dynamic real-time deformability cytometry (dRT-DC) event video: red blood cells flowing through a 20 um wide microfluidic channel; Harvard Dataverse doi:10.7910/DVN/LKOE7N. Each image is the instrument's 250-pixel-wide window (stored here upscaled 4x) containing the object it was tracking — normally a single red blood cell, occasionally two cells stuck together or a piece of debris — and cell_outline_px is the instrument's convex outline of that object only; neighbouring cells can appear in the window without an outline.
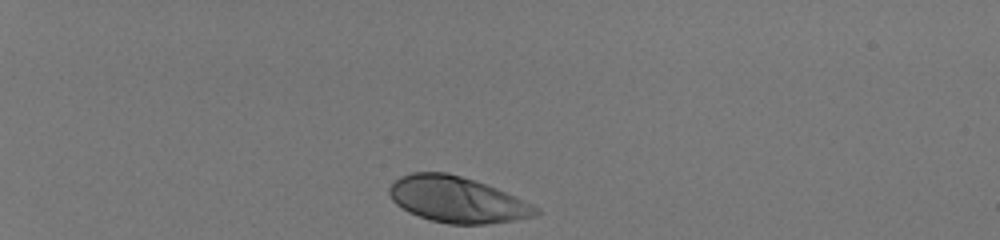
{"species": "human", "species_latin": "Homo sapiens", "temperature_condition": "room temperature", "stored_images_in_passage": 35, "camera_frame_rate_fps": 3000, "um_per_image_px": 0.085, "donor": {"sex": "male"}, "frame": {"image": 1, "passage_image": 1, "time_ms": 0.0, "image_size_px": [1000, 240], "cell_outline_px": [[540, 212], [532, 216], [516, 220], [484, 224], [448, 224], [432, 220], [408, 212], [396, 204], [392, 200], [388, 192], [388, 188], [400, 176], [412, 172], [448, 172], [496, 188], [516, 196], [540, 208]], "centroid_in_image_um": [38.84, 16.97], "position_along_channel_um": 46.2, "area_um2": 39.02}}
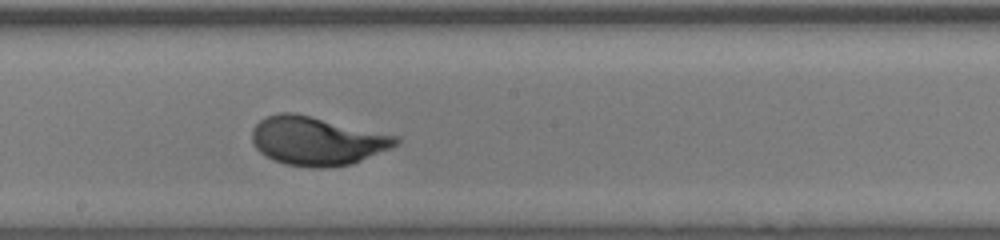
{"frame": {"image": 2, "passage_image": 20, "time_ms": 6.333, "image_size_px": [1000, 240], "cell_outline_px": [[400, 140], [396, 144], [388, 148], [352, 164], [328, 168], [312, 168], [284, 164], [272, 160], [260, 152], [256, 148], [252, 140], [252, 128], [260, 120], [268, 116], [280, 112], [292, 112], [312, 116], [400, 136]], "centroid_in_image_um": [26.92, 11.98], "position_along_channel_um": 221.3, "area_um2": 40.81}}
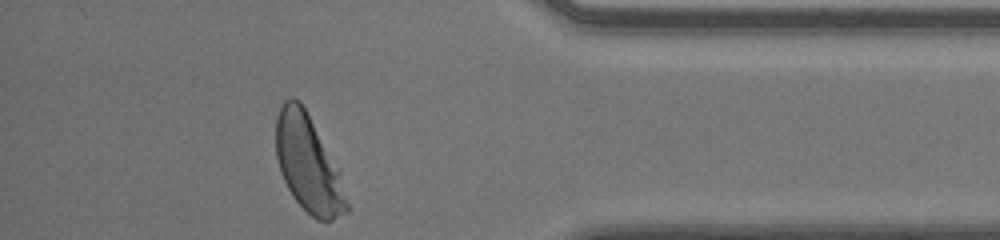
{"frame": {"image": 3, "passage_image": 35, "time_ms": 11.333, "image_size_px": [1000, 240], "cell_outline_px": [[348, 212], [332, 220], [316, 220], [292, 196], [280, 172], [276, 156], [276, 116], [284, 100], [292, 96], [300, 100], [340, 168], [348, 204]], "centroid_in_image_um": [26.21, 13.91], "position_along_channel_um": 409.0, "area_um2": 40.11}, "authors_computed_cell_mechanics": {"area_um2": 39.015, "velocity_mm_per_s": 4.0587, "shape_relaxation_time_tau1_ms": 2.4449, "shape_relaxation_time_tau2_ms": null, "deformation_change_tau1": 0.1917, "deformation_change_tau2": null}}